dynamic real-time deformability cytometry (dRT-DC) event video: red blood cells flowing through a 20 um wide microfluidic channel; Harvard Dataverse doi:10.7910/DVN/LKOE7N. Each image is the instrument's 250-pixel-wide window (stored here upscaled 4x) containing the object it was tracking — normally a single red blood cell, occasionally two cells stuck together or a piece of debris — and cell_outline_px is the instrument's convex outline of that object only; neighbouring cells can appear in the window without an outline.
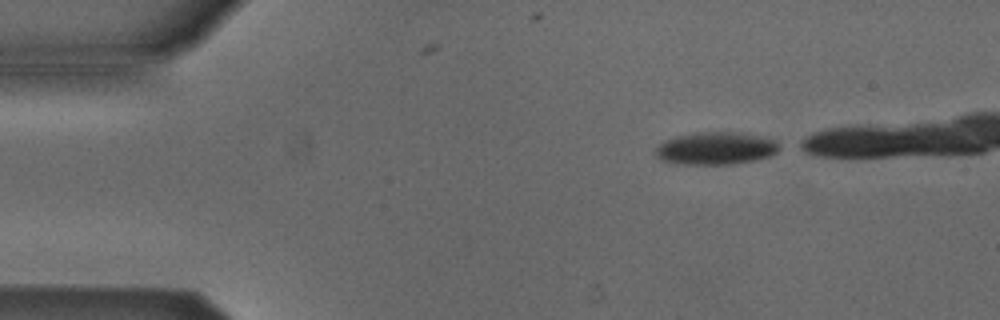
{"species": "Egyptian fruit bat (a non-hibernating species)", "species_latin": "Rousettus aegyptiacus", "temperature_condition": "cold", "stored_images_in_passage": 4, "camera_frame_rate_fps": 3000, "um_per_image_px": 0.085, "animal": {"sex": "male"}, "frame": {"image": 1, "passage_image": 1, "time_ms": 0.0, "image_size_px": [1000, 320], "cell_outline_px": [[784, 148], [768, 156], [752, 160], [728, 164], [688, 164], [664, 160], [656, 156], [656, 148], [664, 140], [676, 136], [696, 132], [740, 132], [776, 140]], "centroid_in_image_um": [60.88, 12.58], "position_along_channel_um": 24.1, "area_um2": 23.24}}